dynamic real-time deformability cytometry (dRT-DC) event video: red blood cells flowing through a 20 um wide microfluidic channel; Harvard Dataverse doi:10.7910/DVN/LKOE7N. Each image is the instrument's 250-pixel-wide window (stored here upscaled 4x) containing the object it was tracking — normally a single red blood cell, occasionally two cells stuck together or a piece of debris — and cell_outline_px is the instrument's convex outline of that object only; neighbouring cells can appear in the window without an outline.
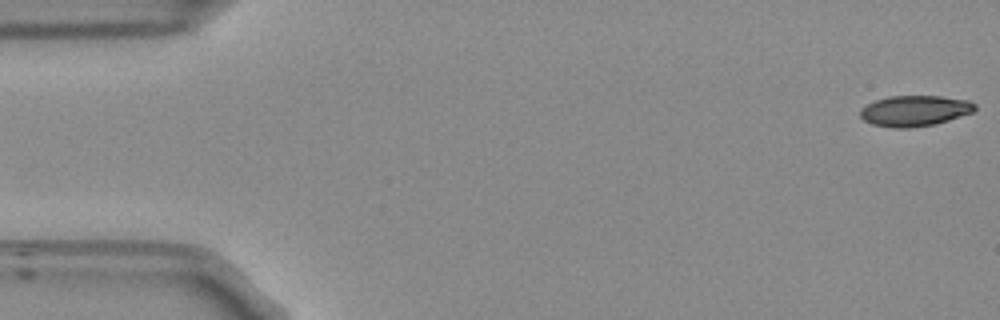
{"species": "Egyptian fruit bat (a non-hibernating species)", "species_latin": "Rousettus aegyptiacus", "temperature_condition": "room temperature", "stored_images_in_passage": 54, "camera_frame_rate_fps": 3000, "um_per_image_px": 0.085, "frame": {"image": 1, "passage_image": 1, "time_ms": 0.0, "image_size_px": [1000, 320], "cell_outline_px": [[976, 108], [972, 112], [936, 124], [908, 128], [892, 128], [872, 124], [864, 120], [860, 116], [860, 108], [876, 100], [888, 96], [940, 96], [968, 100], [976, 104]], "centroid_in_image_um": [77.73, 9.42], "position_along_channel_um": 7.3, "area_um2": 20.52}}
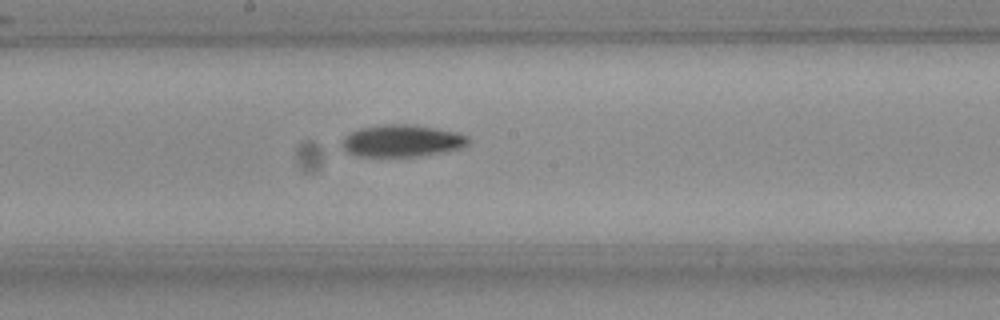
{"frame": {"image": 2, "passage_image": 28, "time_ms": 9.0, "image_size_px": [1000, 320], "cell_outline_px": [[468, 144], [460, 148], [420, 156], [356, 156], [348, 152], [340, 144], [344, 136], [360, 128], [380, 124], [408, 124], [456, 132], [468, 136]], "centroid_in_image_um": [34.12, 11.96], "position_along_channel_um": 214.1, "area_um2": 23.35}}
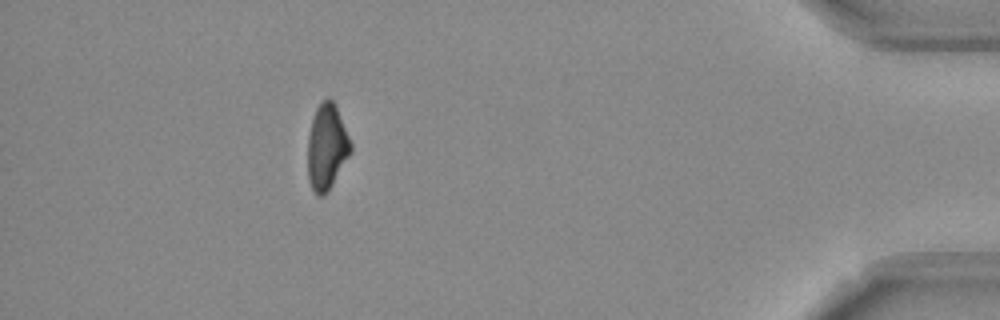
{"frame": {"image": 3, "passage_image": 48, "time_ms": 15.667, "image_size_px": [1000, 320], "cell_outline_px": [[352, 152], [332, 184], [324, 196], [316, 196], [308, 180], [308, 136], [312, 116], [320, 100], [328, 96], [332, 100], [336, 108], [352, 144]], "centroid_in_image_um": [27.76, 12.48], "position_along_channel_um": 407.4, "area_um2": 21.5}, "authors_computed_cell_mechanics": {"area_um2": 22.0796, "velocity_mm_per_s": 3.7684, "shape_relaxation_time_tau1_ms": 9.1075, "shape_relaxation_time_tau2_ms": null, "deformation_change_tau1": 0.2039, "deformation_change_tau2": null}}